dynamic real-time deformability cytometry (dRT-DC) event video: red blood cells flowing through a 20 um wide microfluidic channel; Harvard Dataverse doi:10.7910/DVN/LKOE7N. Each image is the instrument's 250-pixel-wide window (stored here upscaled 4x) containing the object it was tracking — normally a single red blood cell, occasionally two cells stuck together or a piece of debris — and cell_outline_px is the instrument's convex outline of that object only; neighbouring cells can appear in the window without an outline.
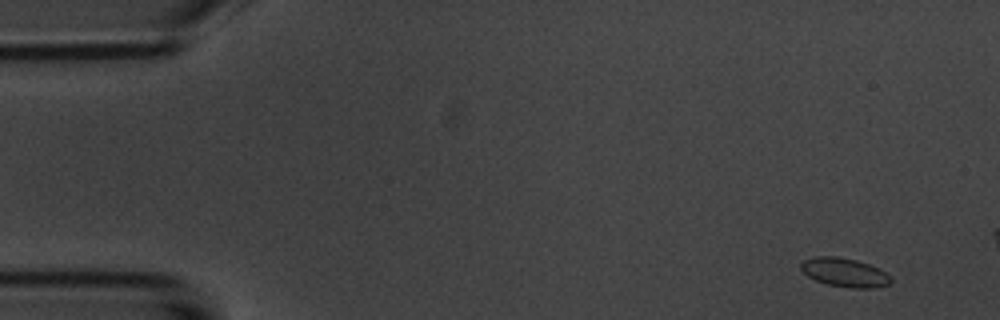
{"species": "common noctule bat (a hibernating species)", "species_latin": "Nyctalus noctula", "temperature_condition": "room temperature", "stored_images_in_passage": 4, "camera_frame_rate_fps": 3000, "um_per_image_px": 0.085, "animal": {"sex": "male", "body_mass_g": 20.1, "forearm_length_mm": 53.5}, "frame": {"image": 1, "passage_image": 1, "time_ms": 0.0, "image_size_px": [1000, 320], "cell_outline_px": [[892, 280], [888, 284], [872, 288], [848, 288], [828, 284], [816, 280], [808, 276], [800, 268], [800, 264], [804, 260], [816, 256], [836, 256], [856, 260], [880, 268]], "centroid_in_image_um": [71.77, 23.15], "position_along_channel_um": 13.2, "area_um2": 14.97}}